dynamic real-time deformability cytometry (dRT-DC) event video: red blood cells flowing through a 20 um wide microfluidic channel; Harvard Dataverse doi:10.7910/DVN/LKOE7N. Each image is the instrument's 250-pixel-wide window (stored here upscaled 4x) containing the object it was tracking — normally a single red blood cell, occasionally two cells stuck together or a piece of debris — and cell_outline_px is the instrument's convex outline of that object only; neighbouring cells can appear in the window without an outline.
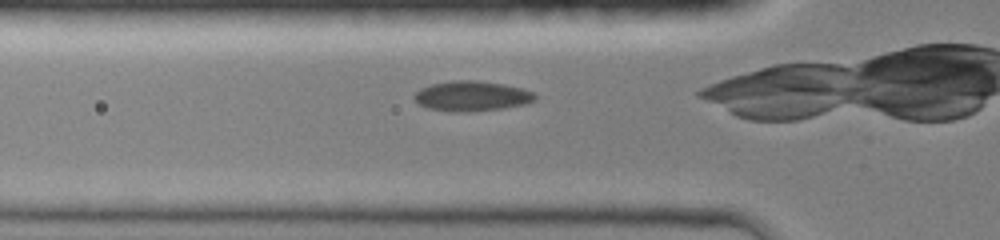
{"species": "common noctule bat (a hibernating species)", "species_latin": "Nyctalus noctula", "temperature_condition": "room temperature", "stored_images_in_passage": 26, "camera_frame_rate_fps": 3000, "um_per_image_px": 0.085, "animal": {"sex": "female", "body_mass_g": 19.0, "forearm_length_mm": 51.5}, "frame": {"image": 1, "passage_image": 5, "time_ms": 1.333, "image_size_px": [1000, 240], "cell_outline_px": [[536, 100], [528, 104], [504, 108], [468, 112], [456, 112], [428, 108], [420, 104], [412, 96], [420, 88], [432, 84], [456, 80], [476, 80], [504, 84], [520, 88], [532, 92], [536, 96]], "centroid_in_image_um": [40.12, 8.17], "position_along_channel_um": 85.7, "area_um2": 21.15}}
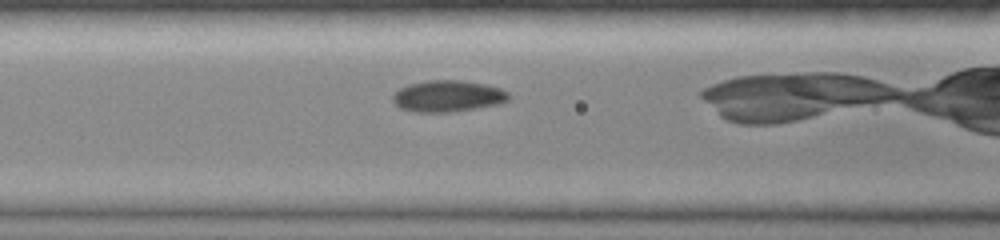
{"frame": {"image": 2, "passage_image": 8, "time_ms": 2.333, "image_size_px": [1000, 240], "cell_outline_px": [[512, 96], [508, 100], [500, 104], [452, 112], [412, 112], [400, 108], [392, 100], [392, 96], [400, 88], [408, 84], [428, 80], [464, 80], [484, 84], [500, 88], [508, 92]], "centroid_in_image_um": [38.08, 8.17], "position_along_channel_um": 128.5, "area_um2": 21.44}}